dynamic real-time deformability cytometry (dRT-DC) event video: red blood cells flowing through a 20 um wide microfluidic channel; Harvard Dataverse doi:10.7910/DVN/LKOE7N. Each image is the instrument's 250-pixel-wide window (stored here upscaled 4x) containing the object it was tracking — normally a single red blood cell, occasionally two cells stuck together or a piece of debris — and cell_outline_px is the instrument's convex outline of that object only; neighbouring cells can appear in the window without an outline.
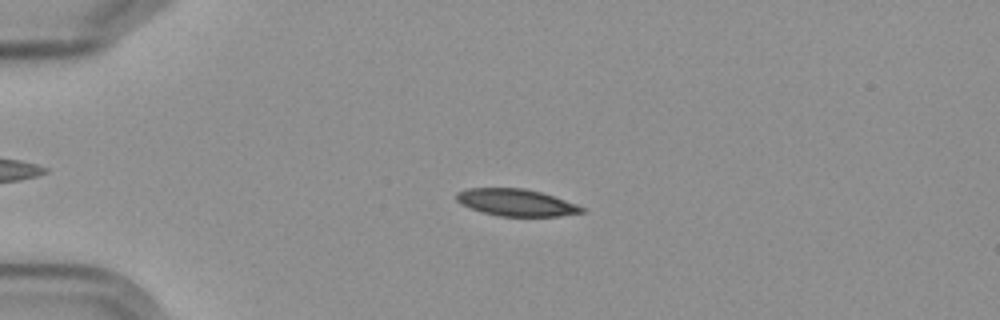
{"species": "Egyptian fruit bat (a non-hibernating species)", "species_latin": "Rousettus aegyptiacus", "temperature_condition": "cold", "stored_images_in_passage": 2, "camera_frame_rate_fps": 3000, "um_per_image_px": 0.085, "frame": {"image": 1, "passage_image": 1, "time_ms": 0.0, "image_size_px": [1000, 320], "cell_outline_px": [[584, 212], [560, 216], [500, 216], [484, 212], [472, 208], [456, 200], [456, 192], [468, 188], [524, 188], [540, 192], [576, 204], [584, 208]], "centroid_in_image_um": [43.87, 17.21], "position_along_channel_um": 41.1, "area_um2": 19.36}}